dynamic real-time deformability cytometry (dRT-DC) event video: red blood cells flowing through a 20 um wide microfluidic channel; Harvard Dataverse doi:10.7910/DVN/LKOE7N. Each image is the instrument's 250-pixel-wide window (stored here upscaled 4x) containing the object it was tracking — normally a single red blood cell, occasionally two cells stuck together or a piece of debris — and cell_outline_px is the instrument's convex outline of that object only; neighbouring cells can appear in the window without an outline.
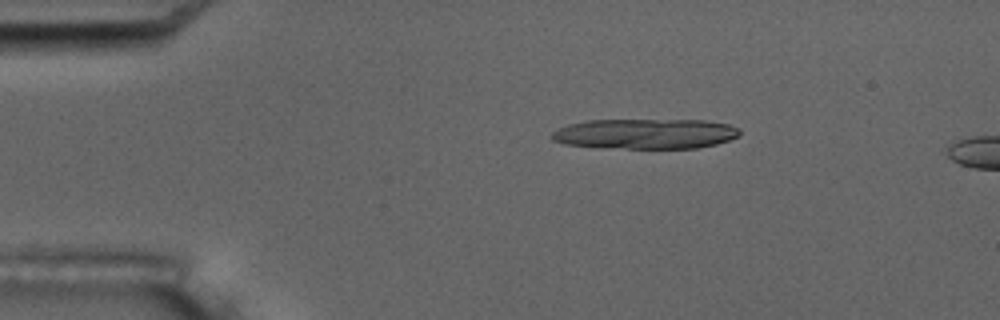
{"species": "common noctule bat (a hibernating species)", "species_latin": "Nyctalus noctula", "temperature_condition": "room temperature", "stored_images_in_passage": 5, "camera_frame_rate_fps": 3000, "um_per_image_px": 0.085, "animal": {"sex": "male", "body_mass_g": 17.5, "forearm_length_mm": 52.3}, "frame": {"image": 1, "passage_image": 2, "time_ms": 1.0, "image_size_px": [1000, 320], "cell_outline_px": [[740, 136], [716, 144], [696, 148], [628, 148], [564, 144], [552, 140], [552, 132], [568, 124], [588, 120], [704, 120], [728, 124], [740, 128]], "centroid_in_image_um": [54.9, 11.36], "position_along_channel_um": 30.1, "area_um2": 32.83}}